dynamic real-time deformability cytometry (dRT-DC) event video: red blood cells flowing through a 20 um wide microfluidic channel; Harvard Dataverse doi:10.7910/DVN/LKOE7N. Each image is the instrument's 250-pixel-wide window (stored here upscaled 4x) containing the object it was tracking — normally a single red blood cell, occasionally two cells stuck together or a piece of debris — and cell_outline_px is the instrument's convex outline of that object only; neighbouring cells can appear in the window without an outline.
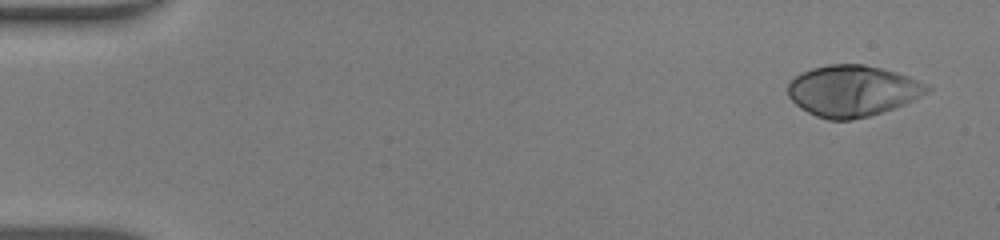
{"species": "human", "species_latin": "Homo sapiens", "temperature_condition": "warm", "stored_images_in_passage": 46, "camera_frame_rate_fps": 3000, "um_per_image_px": 0.085, "donor": {"sex": "male"}, "frame": {"image": 1, "passage_image": 1, "time_ms": 0.0, "image_size_px": [1000, 240], "cell_outline_px": [[932, 88], [928, 92], [904, 104], [868, 116], [852, 120], [828, 120], [816, 116], [800, 108], [788, 96], [788, 84], [800, 72], [812, 68], [828, 64], [864, 64], [896, 72], [908, 76], [928, 84]], "centroid_in_image_um": [72.45, 7.72], "position_along_channel_um": 12.6, "area_um2": 41.38}}
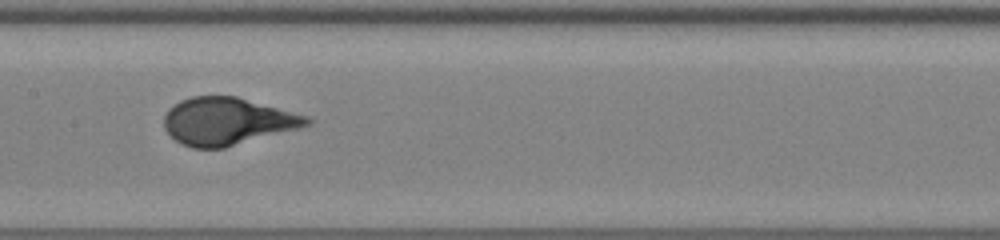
{"frame": {"image": 2, "passage_image": 23, "time_ms": 7.333, "image_size_px": [1000, 240], "cell_outline_px": [[312, 124], [300, 128], [224, 148], [192, 148], [176, 140], [164, 128], [164, 116], [168, 108], [180, 100], [192, 96], [236, 96], [308, 116], [312, 120]], "centroid_in_image_um": [19.33, 10.3], "position_along_channel_um": 188.1, "area_um2": 39.36}}
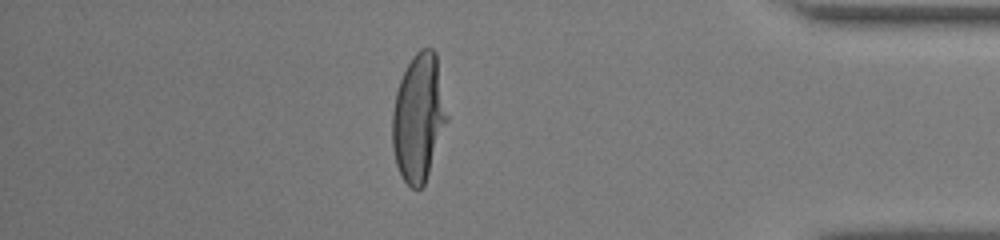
{"frame": {"image": 3, "passage_image": 40, "time_ms": 13.0, "image_size_px": [1000, 240], "cell_outline_px": [[448, 120], [424, 184], [416, 192], [404, 180], [396, 164], [392, 148], [392, 112], [396, 92], [400, 80], [412, 56], [420, 48], [432, 48], [436, 52], [448, 116]], "centroid_in_image_um": [35.58, 9.99], "position_along_channel_um": 399.6, "area_um2": 40.58}, "authors_computed_cell_mechanics": {"area_um2": 40.1999, "velocity_mm_per_s": 4.3219, "shape_relaxation_time_tau1_ms": 4.0517, "shape_relaxation_time_tau2_ms": null, "deformation_change_tau1": 0.2596, "deformation_change_tau2": null}}